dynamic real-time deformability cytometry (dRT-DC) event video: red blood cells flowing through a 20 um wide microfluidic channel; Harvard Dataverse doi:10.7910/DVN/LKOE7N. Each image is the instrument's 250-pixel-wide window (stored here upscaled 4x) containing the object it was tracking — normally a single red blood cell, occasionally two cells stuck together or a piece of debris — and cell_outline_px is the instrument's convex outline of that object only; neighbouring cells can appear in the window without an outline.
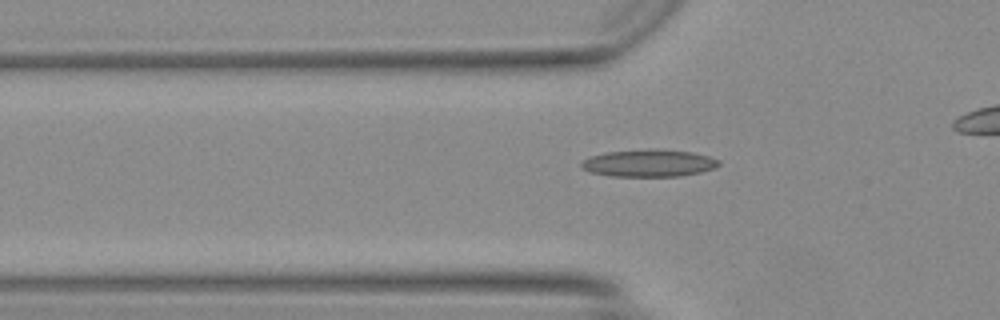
{"species": "Egyptian fruit bat (a non-hibernating species)", "species_latin": "Rousettus aegyptiacus", "temperature_condition": "warm", "stored_images_in_passage": 28, "camera_frame_rate_fps": 3000, "um_per_image_px": 0.085, "animal": {"sex": "female"}, "frame": {"image": 1, "passage_image": 4, "time_ms": 1.0, "image_size_px": [1000, 320], "cell_outline_px": [[720, 164], [716, 168], [700, 172], [680, 176], [612, 176], [592, 172], [580, 168], [580, 164], [588, 156], [604, 152], [648, 148], [656, 148], [692, 152], [708, 156], [720, 160]], "centroid_in_image_um": [55.15, 13.85], "position_along_channel_um": 70.7, "area_um2": 22.14}}
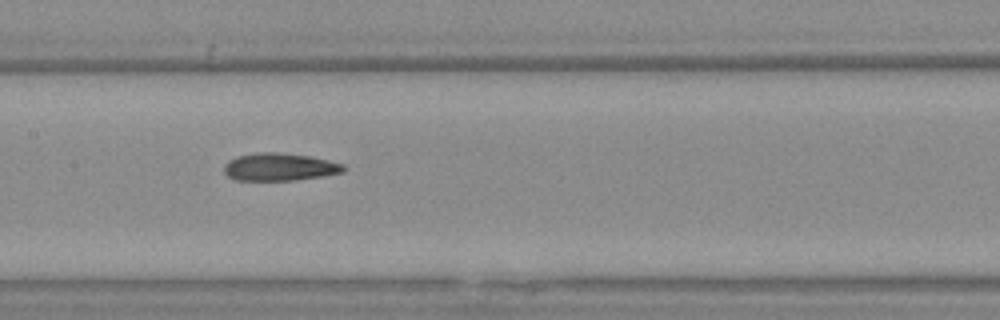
{"frame": {"image": 2, "passage_image": 12, "time_ms": 3.667, "image_size_px": [1000, 320], "cell_outline_px": [[344, 172], [324, 176], [296, 180], [236, 180], [228, 176], [224, 172], [224, 164], [228, 160], [236, 156], [256, 152], [276, 152], [308, 156], [328, 160], [344, 164]], "centroid_in_image_um": [23.74, 14.19], "position_along_channel_um": 183.7, "area_um2": 19.31}}
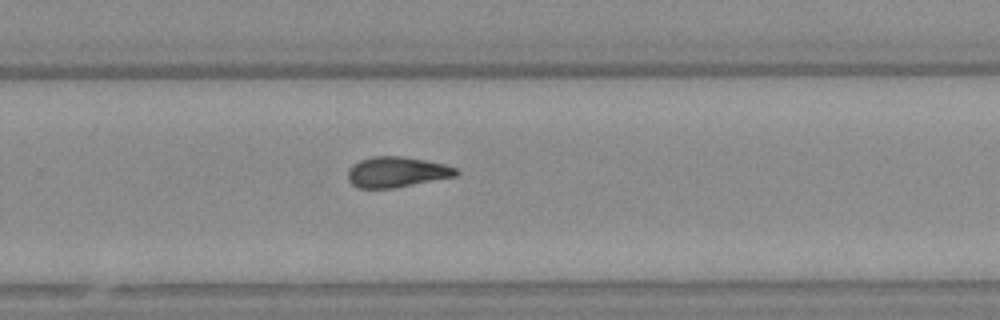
{"frame": {"image": 3, "passage_image": 20, "time_ms": 6.333, "image_size_px": [1000, 320], "cell_outline_px": [[460, 172], [456, 176], [392, 188], [360, 188], [352, 184], [348, 180], [348, 168], [352, 164], [360, 160], [372, 156], [404, 156], [444, 164], [460, 168]], "centroid_in_image_um": [33.73, 14.61], "position_along_channel_um": 296.1, "area_um2": 19.31}}